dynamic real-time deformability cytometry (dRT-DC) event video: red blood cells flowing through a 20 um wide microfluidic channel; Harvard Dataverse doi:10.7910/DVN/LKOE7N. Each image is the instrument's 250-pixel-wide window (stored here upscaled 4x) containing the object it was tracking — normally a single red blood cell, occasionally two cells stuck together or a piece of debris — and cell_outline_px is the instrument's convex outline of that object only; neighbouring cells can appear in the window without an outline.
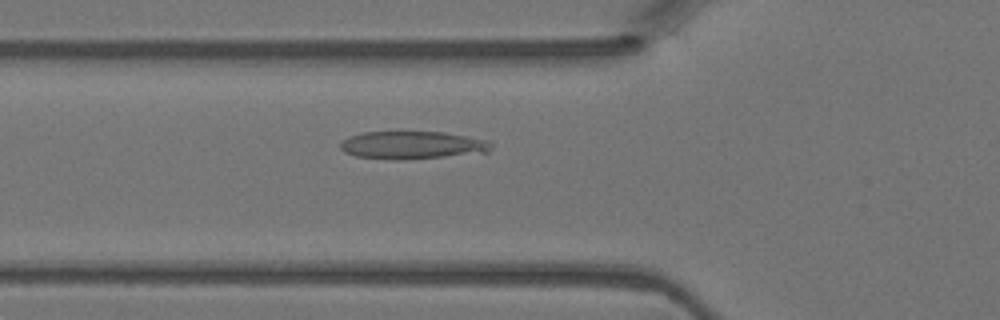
{"species": "Egyptian fruit bat (a non-hibernating species)", "species_latin": "Rousettus aegyptiacus", "temperature_condition": "warm", "stored_images_in_passage": 35, "camera_frame_rate_fps": 3000, "um_per_image_px": 0.085, "animal": {"sex": "female"}, "frame": {"image": 1, "passage_image": 5, "time_ms": 1.333, "image_size_px": [1000, 320], "cell_outline_px": [[492, 148], [488, 152], [404, 160], [396, 160], [356, 156], [344, 152], [340, 148], [340, 144], [348, 136], [360, 132], [400, 128], [444, 132], [492, 140]], "centroid_in_image_um": [35.03, 12.27], "position_along_channel_um": 90.8, "area_um2": 25.84}}
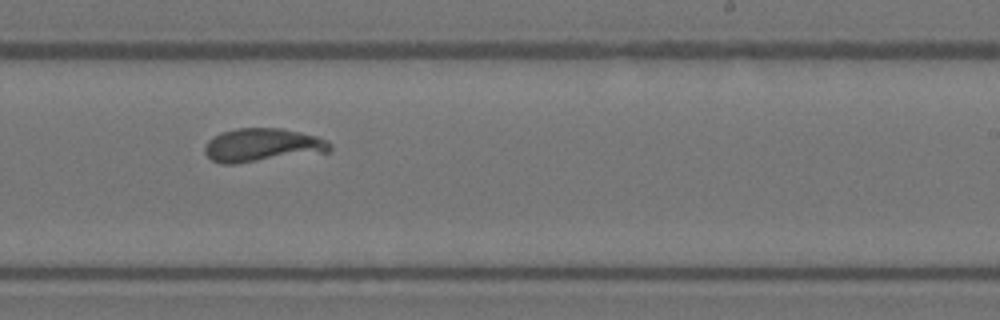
{"frame": {"image": 2, "passage_image": 17, "time_ms": 5.333, "image_size_px": [1000, 320], "cell_outline_px": [[332, 148], [328, 152], [236, 164], [220, 164], [212, 160], [204, 152], [204, 148], [208, 140], [212, 136], [220, 132], [236, 128], [284, 128], [316, 136], [328, 140], [332, 144]], "centroid_in_image_um": [22.3, 12.34], "position_along_channel_um": 266.7, "area_um2": 24.8}}
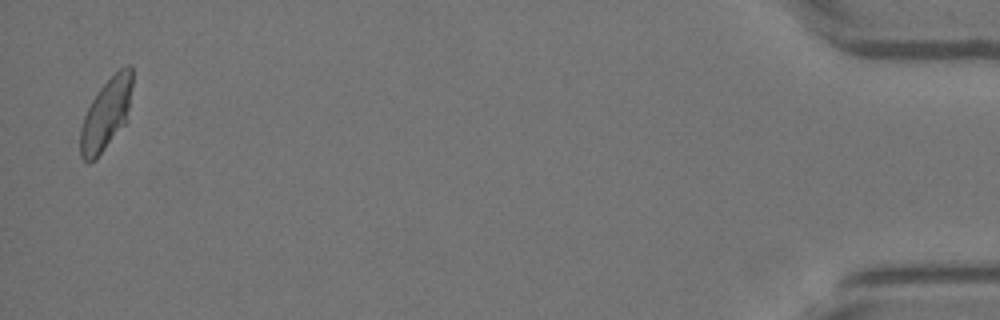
{"frame": {"image": 3, "passage_image": 34, "time_ms": 11.0, "image_size_px": [1000, 320], "cell_outline_px": [[132, 88], [128, 120], [96, 160], [88, 164], [80, 156], [80, 128], [84, 116], [92, 100], [100, 88], [120, 68], [128, 64], [132, 64]], "centroid_in_image_um": [9.03, 9.73], "position_along_channel_um": 426.2, "area_um2": 21.85}}